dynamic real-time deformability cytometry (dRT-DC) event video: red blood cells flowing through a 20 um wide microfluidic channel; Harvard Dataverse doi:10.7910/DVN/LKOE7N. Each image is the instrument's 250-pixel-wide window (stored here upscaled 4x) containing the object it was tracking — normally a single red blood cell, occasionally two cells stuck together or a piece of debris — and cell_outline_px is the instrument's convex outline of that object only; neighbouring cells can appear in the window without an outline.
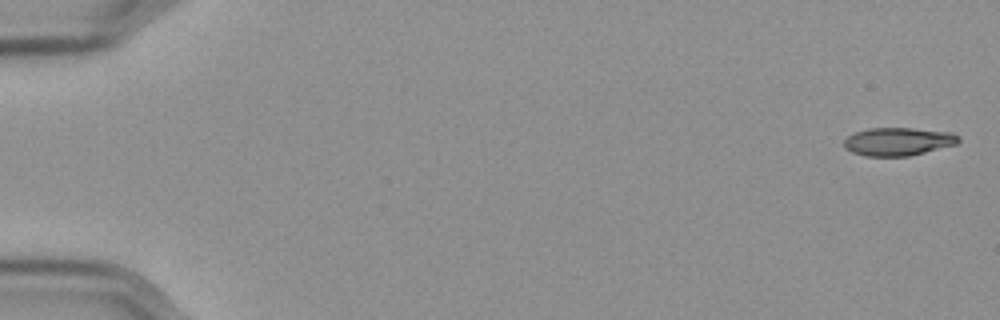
{"species": "Egyptian fruit bat (a non-hibernating species)", "species_latin": "Rousettus aegyptiacus", "temperature_condition": "cold", "stored_images_in_passage": 57, "camera_frame_rate_fps": 3000, "um_per_image_px": 0.085, "frame": {"image": 1, "passage_image": 1, "time_ms": 0.0, "image_size_px": [1000, 320], "cell_outline_px": [[960, 140], [956, 144], [908, 156], [864, 156], [852, 152], [844, 148], [844, 140], [848, 136], [856, 132], [868, 128], [912, 128], [952, 132], [960, 136]], "centroid_in_image_um": [76.33, 12.02], "position_along_channel_um": 8.7, "area_um2": 18.73}}
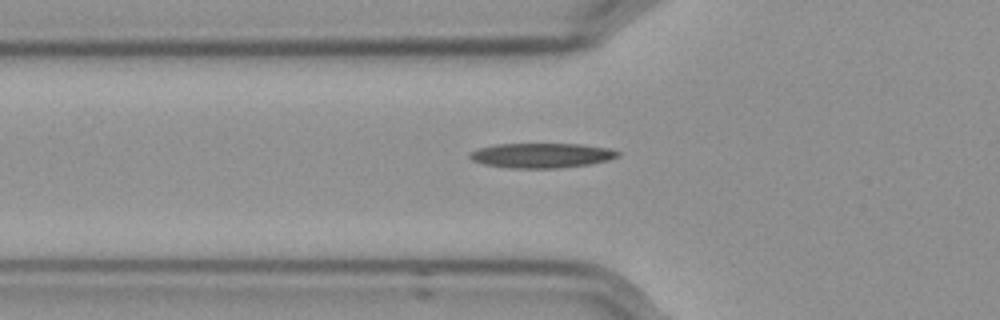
{"frame": {"image": 2, "passage_image": 20, "time_ms": 6.333, "image_size_px": [1000, 320], "cell_outline_px": [[620, 156], [608, 160], [588, 164], [560, 168], [508, 168], [484, 164], [472, 160], [468, 156], [468, 152], [480, 148], [496, 144], [580, 144], [608, 148], [620, 152]], "centroid_in_image_um": [46.01, 13.21], "position_along_channel_um": 79.8, "area_um2": 21.39}}
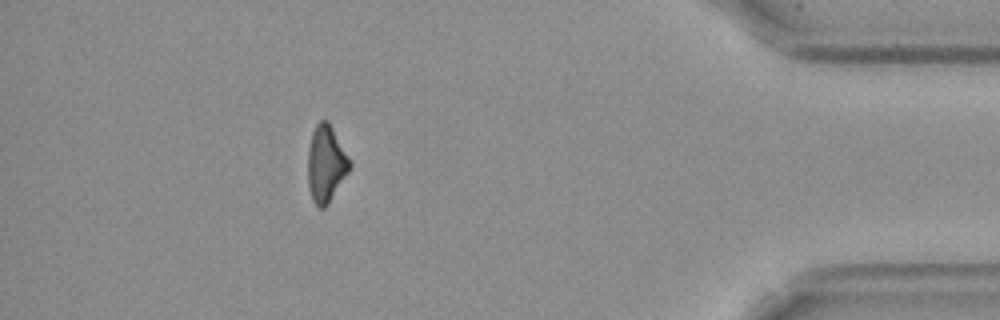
{"frame": {"image": 3, "passage_image": 51, "time_ms": 16.667, "image_size_px": [1000, 320], "cell_outline_px": [[352, 168], [328, 204], [324, 208], [320, 208], [312, 200], [308, 184], [308, 148], [312, 132], [316, 124], [320, 120], [328, 120], [352, 164]], "centroid_in_image_um": [27.71, 13.93], "position_along_channel_um": 407.5, "area_um2": 18.73}}